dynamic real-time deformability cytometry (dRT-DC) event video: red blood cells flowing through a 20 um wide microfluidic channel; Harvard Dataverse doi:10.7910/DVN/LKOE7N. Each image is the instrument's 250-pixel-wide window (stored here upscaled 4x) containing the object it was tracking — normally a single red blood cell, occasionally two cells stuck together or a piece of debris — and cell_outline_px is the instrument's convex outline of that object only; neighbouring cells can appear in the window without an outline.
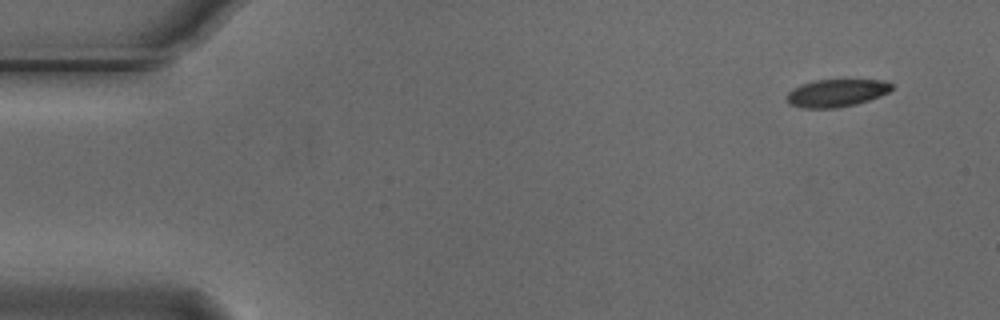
{"species": "Egyptian fruit bat (a non-hibernating species)", "species_latin": "Rousettus aegyptiacus", "temperature_condition": "cold", "stored_images_in_passage": 6, "segment_of_instrument_passage": [2, 2], "camera_frame_rate_fps": 3000, "um_per_image_px": 0.085, "animal": {"sex": "male"}, "frame": {"image": 1, "passage_image": 6, "time_ms": 1.667, "image_size_px": [1000, 320], "cell_outline_px": [[892, 88], [888, 92], [880, 96], [856, 104], [836, 108], [804, 108], [788, 104], [788, 92], [792, 88], [800, 84], [812, 80], [884, 80], [892, 84]], "centroid_in_image_um": [71.07, 7.9], "position_along_channel_um": 13.9, "area_um2": 16.88}}